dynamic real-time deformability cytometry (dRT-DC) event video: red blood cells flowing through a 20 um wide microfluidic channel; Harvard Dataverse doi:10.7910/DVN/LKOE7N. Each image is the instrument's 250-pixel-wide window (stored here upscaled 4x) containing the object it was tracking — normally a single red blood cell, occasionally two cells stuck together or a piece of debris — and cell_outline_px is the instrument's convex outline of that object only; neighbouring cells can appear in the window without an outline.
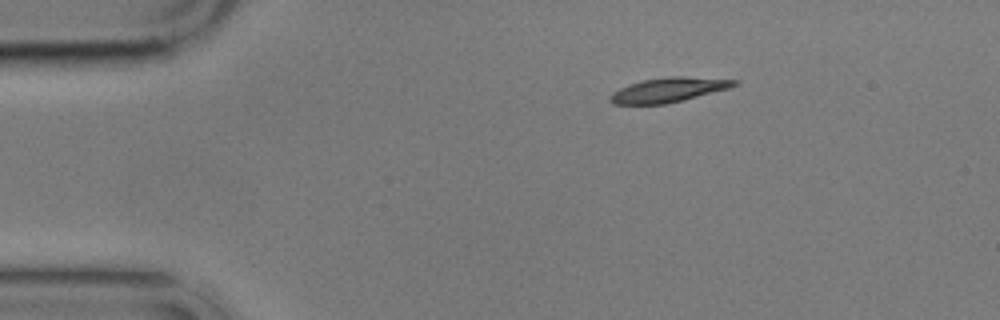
{"species": "common noctule bat (a hibernating species)", "species_latin": "Nyctalus noctula", "temperature_condition": "cold", "stored_images_in_passage": 2, "camera_frame_rate_fps": 3000, "um_per_image_px": 0.085, "animal": {"sex": "male", "body_mass_g": 17.9}, "frame": {"image": 1, "passage_image": 2, "time_ms": 1.333, "image_size_px": [1000, 320], "cell_outline_px": [[740, 84], [728, 88], [684, 100], [664, 104], [612, 104], [608, 100], [608, 96], [612, 92], [628, 84], [644, 80], [672, 76], [684, 76], [740, 80]], "centroid_in_image_um": [56.81, 7.64], "position_along_channel_um": 28.2, "area_um2": 17.8}}